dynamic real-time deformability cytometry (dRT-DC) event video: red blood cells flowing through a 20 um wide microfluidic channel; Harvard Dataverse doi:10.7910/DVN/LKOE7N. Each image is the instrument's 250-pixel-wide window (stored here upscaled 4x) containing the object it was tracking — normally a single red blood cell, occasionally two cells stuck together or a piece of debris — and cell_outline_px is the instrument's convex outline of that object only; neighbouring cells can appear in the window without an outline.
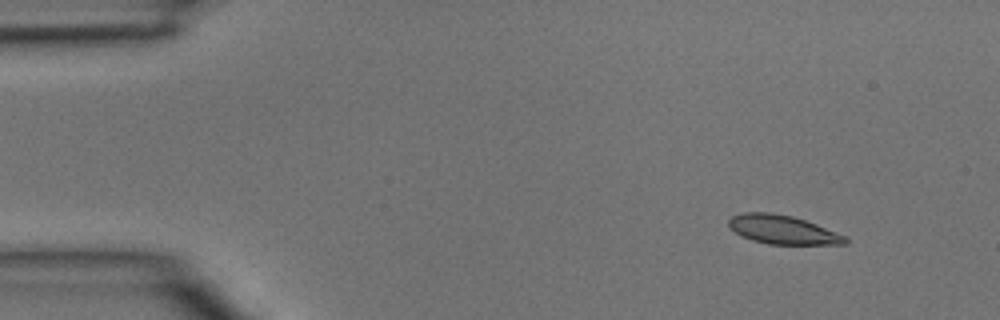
{"species": "common noctule bat (a hibernating species)", "species_latin": "Nyctalus noctula", "temperature_condition": "room temperature", "stored_images_in_passage": 3, "camera_frame_rate_fps": 3000, "um_per_image_px": 0.085, "animal": {"sex": "male", "body_mass_g": 15.6}, "frame": {"image": 1, "passage_image": 1, "time_ms": 0.0, "image_size_px": [1000, 320], "cell_outline_px": [[848, 244], [768, 244], [752, 240], [736, 232], [728, 224], [728, 220], [732, 216], [740, 212], [772, 212], [792, 216], [816, 224], [848, 236]], "centroid_in_image_um": [66.56, 19.51], "position_along_channel_um": 18.4, "area_um2": 19.54}}